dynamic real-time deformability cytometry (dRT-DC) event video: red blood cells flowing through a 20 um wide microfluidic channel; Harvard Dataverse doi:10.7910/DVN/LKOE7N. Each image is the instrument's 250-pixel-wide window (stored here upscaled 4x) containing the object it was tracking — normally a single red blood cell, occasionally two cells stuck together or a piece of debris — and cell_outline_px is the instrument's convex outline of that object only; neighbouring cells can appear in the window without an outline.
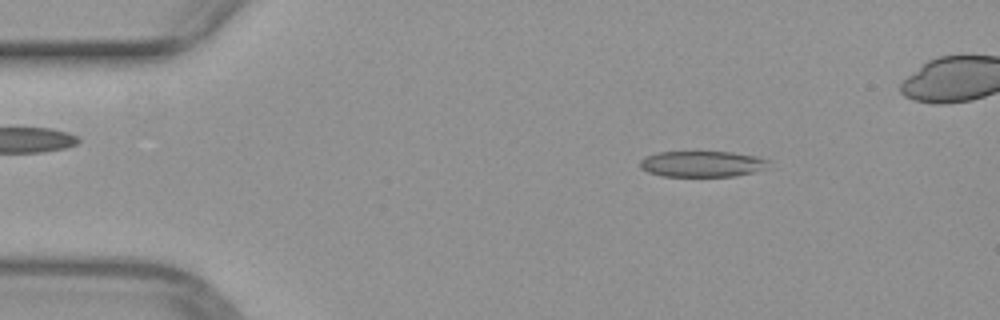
{"species": "common noctule bat (a hibernating species)", "species_latin": "Nyctalus noctula", "temperature_condition": "warm", "stored_images_in_passage": 47, "camera_frame_rate_fps": 3000, "um_per_image_px": 0.085, "animal": {"sex": "female", "body_mass_g": 29.2, "forearm_length_mm": 56.3}, "frame": {"image": 1, "passage_image": 7, "time_ms": 2.0, "image_size_px": [1000, 320], "cell_outline_px": [[768, 168], [736, 176], [664, 176], [648, 172], [640, 168], [640, 160], [644, 156], [656, 152], [700, 148], [732, 152], [756, 156], [768, 160]], "centroid_in_image_um": [59.63, 13.87], "position_along_channel_um": 25.4, "area_um2": 20.58}}
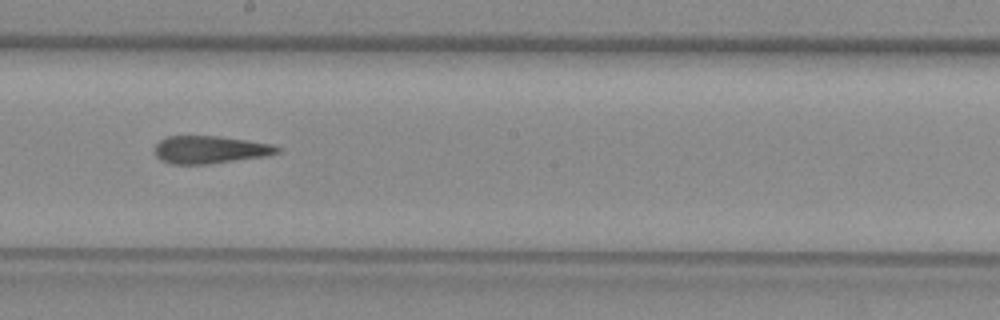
{"frame": {"image": 2, "passage_image": 27, "time_ms": 8.667, "image_size_px": [1000, 320], "cell_outline_px": [[280, 152], [264, 156], [208, 164], [172, 164], [160, 160], [156, 156], [156, 144], [160, 140], [168, 136], [216, 136], [248, 140], [272, 144], [280, 148]], "centroid_in_image_um": [17.84, 12.72], "position_along_channel_um": 230.4, "area_um2": 19.59}}
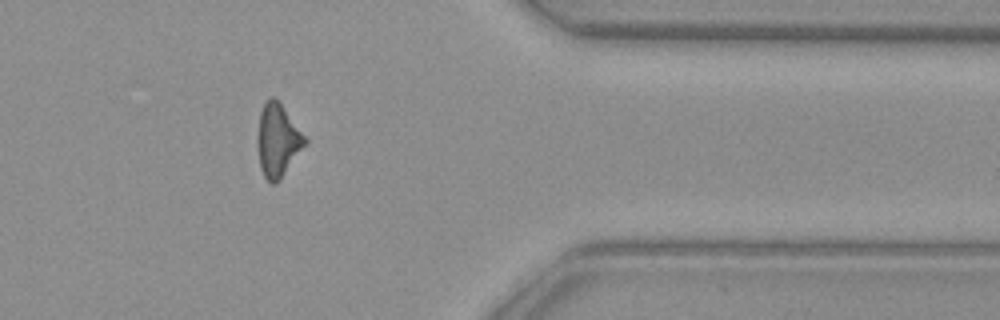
{"frame": {"image": 3, "passage_image": 40, "time_ms": 13.0, "image_size_px": [1000, 320], "cell_outline_px": [[308, 144], [280, 180], [276, 184], [272, 184], [264, 176], [260, 168], [256, 144], [256, 140], [260, 112], [264, 104], [272, 96], [280, 104], [308, 140]], "centroid_in_image_um": [23.6, 12.0], "position_along_channel_um": 387.8, "area_um2": 20.23}}